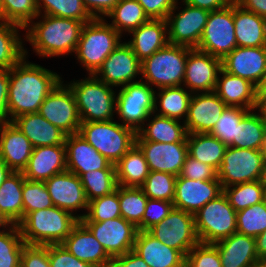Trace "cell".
I'll return each mask as SVG.
<instances>
[{
  "label": "cell",
  "mask_w": 266,
  "mask_h": 267,
  "mask_svg": "<svg viewBox=\"0 0 266 267\" xmlns=\"http://www.w3.org/2000/svg\"><path fill=\"white\" fill-rule=\"evenodd\" d=\"M25 56L9 70L8 114L16 117L39 111L40 105L61 77L50 70L25 61Z\"/></svg>",
  "instance_id": "cell-1"
},
{
  "label": "cell",
  "mask_w": 266,
  "mask_h": 267,
  "mask_svg": "<svg viewBox=\"0 0 266 267\" xmlns=\"http://www.w3.org/2000/svg\"><path fill=\"white\" fill-rule=\"evenodd\" d=\"M41 17L42 21L26 27L29 30L25 38L35 52L44 57L75 53L84 23L50 15Z\"/></svg>",
  "instance_id": "cell-2"
},
{
  "label": "cell",
  "mask_w": 266,
  "mask_h": 267,
  "mask_svg": "<svg viewBox=\"0 0 266 267\" xmlns=\"http://www.w3.org/2000/svg\"><path fill=\"white\" fill-rule=\"evenodd\" d=\"M78 216L53 206L28 213L18 224L29 245L61 244L79 222Z\"/></svg>",
  "instance_id": "cell-3"
},
{
  "label": "cell",
  "mask_w": 266,
  "mask_h": 267,
  "mask_svg": "<svg viewBox=\"0 0 266 267\" xmlns=\"http://www.w3.org/2000/svg\"><path fill=\"white\" fill-rule=\"evenodd\" d=\"M78 133L115 165L136 144L137 136L134 129L113 120L81 122Z\"/></svg>",
  "instance_id": "cell-4"
},
{
  "label": "cell",
  "mask_w": 266,
  "mask_h": 267,
  "mask_svg": "<svg viewBox=\"0 0 266 267\" xmlns=\"http://www.w3.org/2000/svg\"><path fill=\"white\" fill-rule=\"evenodd\" d=\"M74 95L81 122H105L113 120L116 96L111 86L94 75L68 85Z\"/></svg>",
  "instance_id": "cell-5"
},
{
  "label": "cell",
  "mask_w": 266,
  "mask_h": 267,
  "mask_svg": "<svg viewBox=\"0 0 266 267\" xmlns=\"http://www.w3.org/2000/svg\"><path fill=\"white\" fill-rule=\"evenodd\" d=\"M193 48L167 43L141 62V74L150 86L167 88L184 82L188 53Z\"/></svg>",
  "instance_id": "cell-6"
},
{
  "label": "cell",
  "mask_w": 266,
  "mask_h": 267,
  "mask_svg": "<svg viewBox=\"0 0 266 267\" xmlns=\"http://www.w3.org/2000/svg\"><path fill=\"white\" fill-rule=\"evenodd\" d=\"M104 18L92 19L82 27L75 53L89 75H94L103 61L120 44L121 35Z\"/></svg>",
  "instance_id": "cell-7"
},
{
  "label": "cell",
  "mask_w": 266,
  "mask_h": 267,
  "mask_svg": "<svg viewBox=\"0 0 266 267\" xmlns=\"http://www.w3.org/2000/svg\"><path fill=\"white\" fill-rule=\"evenodd\" d=\"M236 217L224 193L209 201L194 215L200 243L213 244L236 233Z\"/></svg>",
  "instance_id": "cell-8"
},
{
  "label": "cell",
  "mask_w": 266,
  "mask_h": 267,
  "mask_svg": "<svg viewBox=\"0 0 266 267\" xmlns=\"http://www.w3.org/2000/svg\"><path fill=\"white\" fill-rule=\"evenodd\" d=\"M148 83L136 80L120 88L116 97V112L124 126L136 132L144 127V121L158 110L156 92ZM142 123V124H141Z\"/></svg>",
  "instance_id": "cell-9"
},
{
  "label": "cell",
  "mask_w": 266,
  "mask_h": 267,
  "mask_svg": "<svg viewBox=\"0 0 266 267\" xmlns=\"http://www.w3.org/2000/svg\"><path fill=\"white\" fill-rule=\"evenodd\" d=\"M236 47L233 1L224 8L209 12L196 49L222 60Z\"/></svg>",
  "instance_id": "cell-10"
},
{
  "label": "cell",
  "mask_w": 266,
  "mask_h": 267,
  "mask_svg": "<svg viewBox=\"0 0 266 267\" xmlns=\"http://www.w3.org/2000/svg\"><path fill=\"white\" fill-rule=\"evenodd\" d=\"M263 157L260 150L227 146L220 168L217 171L222 188L261 180Z\"/></svg>",
  "instance_id": "cell-11"
},
{
  "label": "cell",
  "mask_w": 266,
  "mask_h": 267,
  "mask_svg": "<svg viewBox=\"0 0 266 267\" xmlns=\"http://www.w3.org/2000/svg\"><path fill=\"white\" fill-rule=\"evenodd\" d=\"M148 232L168 247L179 250L185 257L200 243L194 215L173 208L167 217L151 227Z\"/></svg>",
  "instance_id": "cell-12"
},
{
  "label": "cell",
  "mask_w": 266,
  "mask_h": 267,
  "mask_svg": "<svg viewBox=\"0 0 266 267\" xmlns=\"http://www.w3.org/2000/svg\"><path fill=\"white\" fill-rule=\"evenodd\" d=\"M38 113L66 135L76 134L81 126L74 95L69 86L60 81L44 99Z\"/></svg>",
  "instance_id": "cell-13"
},
{
  "label": "cell",
  "mask_w": 266,
  "mask_h": 267,
  "mask_svg": "<svg viewBox=\"0 0 266 267\" xmlns=\"http://www.w3.org/2000/svg\"><path fill=\"white\" fill-rule=\"evenodd\" d=\"M81 222L92 232L111 258L134 249L138 228L123 217L102 222Z\"/></svg>",
  "instance_id": "cell-14"
},
{
  "label": "cell",
  "mask_w": 266,
  "mask_h": 267,
  "mask_svg": "<svg viewBox=\"0 0 266 267\" xmlns=\"http://www.w3.org/2000/svg\"><path fill=\"white\" fill-rule=\"evenodd\" d=\"M175 3L167 16L168 43L197 48L209 17V11L185 4V8L176 16Z\"/></svg>",
  "instance_id": "cell-15"
},
{
  "label": "cell",
  "mask_w": 266,
  "mask_h": 267,
  "mask_svg": "<svg viewBox=\"0 0 266 267\" xmlns=\"http://www.w3.org/2000/svg\"><path fill=\"white\" fill-rule=\"evenodd\" d=\"M139 74H141V61L131 46L124 42L109 54L94 76L109 86L123 87L136 82L133 79Z\"/></svg>",
  "instance_id": "cell-16"
},
{
  "label": "cell",
  "mask_w": 266,
  "mask_h": 267,
  "mask_svg": "<svg viewBox=\"0 0 266 267\" xmlns=\"http://www.w3.org/2000/svg\"><path fill=\"white\" fill-rule=\"evenodd\" d=\"M223 193L219 180H192L180 175L176 178L174 208L195 215L209 201Z\"/></svg>",
  "instance_id": "cell-17"
},
{
  "label": "cell",
  "mask_w": 266,
  "mask_h": 267,
  "mask_svg": "<svg viewBox=\"0 0 266 267\" xmlns=\"http://www.w3.org/2000/svg\"><path fill=\"white\" fill-rule=\"evenodd\" d=\"M222 60L193 48L187 56L183 85L194 91L213 92Z\"/></svg>",
  "instance_id": "cell-18"
},
{
  "label": "cell",
  "mask_w": 266,
  "mask_h": 267,
  "mask_svg": "<svg viewBox=\"0 0 266 267\" xmlns=\"http://www.w3.org/2000/svg\"><path fill=\"white\" fill-rule=\"evenodd\" d=\"M228 106L213 92L191 96L184 124L188 134L211 133L216 122Z\"/></svg>",
  "instance_id": "cell-19"
},
{
  "label": "cell",
  "mask_w": 266,
  "mask_h": 267,
  "mask_svg": "<svg viewBox=\"0 0 266 267\" xmlns=\"http://www.w3.org/2000/svg\"><path fill=\"white\" fill-rule=\"evenodd\" d=\"M136 145L143 152L150 171L180 175L188 155L187 143L136 141Z\"/></svg>",
  "instance_id": "cell-20"
},
{
  "label": "cell",
  "mask_w": 266,
  "mask_h": 267,
  "mask_svg": "<svg viewBox=\"0 0 266 267\" xmlns=\"http://www.w3.org/2000/svg\"><path fill=\"white\" fill-rule=\"evenodd\" d=\"M67 170L79 177L96 170H116L103 155L94 149L79 133L65 139Z\"/></svg>",
  "instance_id": "cell-21"
},
{
  "label": "cell",
  "mask_w": 266,
  "mask_h": 267,
  "mask_svg": "<svg viewBox=\"0 0 266 267\" xmlns=\"http://www.w3.org/2000/svg\"><path fill=\"white\" fill-rule=\"evenodd\" d=\"M222 69L247 79L257 87L266 69V46H237L222 59Z\"/></svg>",
  "instance_id": "cell-22"
},
{
  "label": "cell",
  "mask_w": 266,
  "mask_h": 267,
  "mask_svg": "<svg viewBox=\"0 0 266 267\" xmlns=\"http://www.w3.org/2000/svg\"><path fill=\"white\" fill-rule=\"evenodd\" d=\"M54 206L72 214L73 210L88 209V200L80 177L68 170L53 175L45 182Z\"/></svg>",
  "instance_id": "cell-23"
},
{
  "label": "cell",
  "mask_w": 266,
  "mask_h": 267,
  "mask_svg": "<svg viewBox=\"0 0 266 267\" xmlns=\"http://www.w3.org/2000/svg\"><path fill=\"white\" fill-rule=\"evenodd\" d=\"M67 170L65 145L40 146L33 148L26 168L25 179L45 182L53 175Z\"/></svg>",
  "instance_id": "cell-24"
},
{
  "label": "cell",
  "mask_w": 266,
  "mask_h": 267,
  "mask_svg": "<svg viewBox=\"0 0 266 267\" xmlns=\"http://www.w3.org/2000/svg\"><path fill=\"white\" fill-rule=\"evenodd\" d=\"M33 151L29 139L9 121L0 123V158L14 172H23Z\"/></svg>",
  "instance_id": "cell-25"
},
{
  "label": "cell",
  "mask_w": 266,
  "mask_h": 267,
  "mask_svg": "<svg viewBox=\"0 0 266 267\" xmlns=\"http://www.w3.org/2000/svg\"><path fill=\"white\" fill-rule=\"evenodd\" d=\"M61 244L77 259L93 267H108L112 259L81 221L73 227L71 233Z\"/></svg>",
  "instance_id": "cell-26"
},
{
  "label": "cell",
  "mask_w": 266,
  "mask_h": 267,
  "mask_svg": "<svg viewBox=\"0 0 266 267\" xmlns=\"http://www.w3.org/2000/svg\"><path fill=\"white\" fill-rule=\"evenodd\" d=\"M133 251L150 267H185L186 257L148 231H138Z\"/></svg>",
  "instance_id": "cell-27"
},
{
  "label": "cell",
  "mask_w": 266,
  "mask_h": 267,
  "mask_svg": "<svg viewBox=\"0 0 266 267\" xmlns=\"http://www.w3.org/2000/svg\"><path fill=\"white\" fill-rule=\"evenodd\" d=\"M12 122L29 139L33 148L65 145L67 135L38 112L21 115Z\"/></svg>",
  "instance_id": "cell-28"
},
{
  "label": "cell",
  "mask_w": 266,
  "mask_h": 267,
  "mask_svg": "<svg viewBox=\"0 0 266 267\" xmlns=\"http://www.w3.org/2000/svg\"><path fill=\"white\" fill-rule=\"evenodd\" d=\"M220 254L222 267H251L258 259L255 238L233 233L213 243Z\"/></svg>",
  "instance_id": "cell-29"
},
{
  "label": "cell",
  "mask_w": 266,
  "mask_h": 267,
  "mask_svg": "<svg viewBox=\"0 0 266 267\" xmlns=\"http://www.w3.org/2000/svg\"><path fill=\"white\" fill-rule=\"evenodd\" d=\"M214 92L231 107H242L252 110L255 105L256 86L247 79L227 73L223 69L219 72Z\"/></svg>",
  "instance_id": "cell-30"
},
{
  "label": "cell",
  "mask_w": 266,
  "mask_h": 267,
  "mask_svg": "<svg viewBox=\"0 0 266 267\" xmlns=\"http://www.w3.org/2000/svg\"><path fill=\"white\" fill-rule=\"evenodd\" d=\"M166 20H149L132 30L133 38L128 44L142 62L168 43Z\"/></svg>",
  "instance_id": "cell-31"
},
{
  "label": "cell",
  "mask_w": 266,
  "mask_h": 267,
  "mask_svg": "<svg viewBox=\"0 0 266 267\" xmlns=\"http://www.w3.org/2000/svg\"><path fill=\"white\" fill-rule=\"evenodd\" d=\"M234 26L237 46H266V19L243 9L234 1Z\"/></svg>",
  "instance_id": "cell-32"
},
{
  "label": "cell",
  "mask_w": 266,
  "mask_h": 267,
  "mask_svg": "<svg viewBox=\"0 0 266 267\" xmlns=\"http://www.w3.org/2000/svg\"><path fill=\"white\" fill-rule=\"evenodd\" d=\"M179 120L155 115L148 127L137 131L136 141H152L159 143H187L185 124L181 126Z\"/></svg>",
  "instance_id": "cell-33"
},
{
  "label": "cell",
  "mask_w": 266,
  "mask_h": 267,
  "mask_svg": "<svg viewBox=\"0 0 266 267\" xmlns=\"http://www.w3.org/2000/svg\"><path fill=\"white\" fill-rule=\"evenodd\" d=\"M188 155L216 171L221 166L227 145L210 133L187 135Z\"/></svg>",
  "instance_id": "cell-34"
},
{
  "label": "cell",
  "mask_w": 266,
  "mask_h": 267,
  "mask_svg": "<svg viewBox=\"0 0 266 267\" xmlns=\"http://www.w3.org/2000/svg\"><path fill=\"white\" fill-rule=\"evenodd\" d=\"M22 172L12 171L0 187V213L12 224L23 220V192L25 181Z\"/></svg>",
  "instance_id": "cell-35"
},
{
  "label": "cell",
  "mask_w": 266,
  "mask_h": 267,
  "mask_svg": "<svg viewBox=\"0 0 266 267\" xmlns=\"http://www.w3.org/2000/svg\"><path fill=\"white\" fill-rule=\"evenodd\" d=\"M115 166L119 186L141 187L150 172L145 156L136 144Z\"/></svg>",
  "instance_id": "cell-36"
},
{
  "label": "cell",
  "mask_w": 266,
  "mask_h": 267,
  "mask_svg": "<svg viewBox=\"0 0 266 267\" xmlns=\"http://www.w3.org/2000/svg\"><path fill=\"white\" fill-rule=\"evenodd\" d=\"M265 137L266 122L250 110L236 126L234 140L229 146L260 150Z\"/></svg>",
  "instance_id": "cell-37"
},
{
  "label": "cell",
  "mask_w": 266,
  "mask_h": 267,
  "mask_svg": "<svg viewBox=\"0 0 266 267\" xmlns=\"http://www.w3.org/2000/svg\"><path fill=\"white\" fill-rule=\"evenodd\" d=\"M2 21V22H1ZM0 21V70H10L24 56L25 49L18 35L17 28L24 29L19 25Z\"/></svg>",
  "instance_id": "cell-38"
},
{
  "label": "cell",
  "mask_w": 266,
  "mask_h": 267,
  "mask_svg": "<svg viewBox=\"0 0 266 267\" xmlns=\"http://www.w3.org/2000/svg\"><path fill=\"white\" fill-rule=\"evenodd\" d=\"M107 16L113 18L110 25L121 36L123 30L130 33L150 20L137 0H119Z\"/></svg>",
  "instance_id": "cell-39"
},
{
  "label": "cell",
  "mask_w": 266,
  "mask_h": 267,
  "mask_svg": "<svg viewBox=\"0 0 266 267\" xmlns=\"http://www.w3.org/2000/svg\"><path fill=\"white\" fill-rule=\"evenodd\" d=\"M223 193L236 212L266 200V187L261 180L225 187Z\"/></svg>",
  "instance_id": "cell-40"
},
{
  "label": "cell",
  "mask_w": 266,
  "mask_h": 267,
  "mask_svg": "<svg viewBox=\"0 0 266 267\" xmlns=\"http://www.w3.org/2000/svg\"><path fill=\"white\" fill-rule=\"evenodd\" d=\"M118 198L121 217L139 228L148 200L142 188L118 185Z\"/></svg>",
  "instance_id": "cell-41"
},
{
  "label": "cell",
  "mask_w": 266,
  "mask_h": 267,
  "mask_svg": "<svg viewBox=\"0 0 266 267\" xmlns=\"http://www.w3.org/2000/svg\"><path fill=\"white\" fill-rule=\"evenodd\" d=\"M157 94L160 104V113L158 115L168 118L180 120L185 116V120L188 115L189 102L191 94L181 86L167 87L159 89Z\"/></svg>",
  "instance_id": "cell-42"
},
{
  "label": "cell",
  "mask_w": 266,
  "mask_h": 267,
  "mask_svg": "<svg viewBox=\"0 0 266 267\" xmlns=\"http://www.w3.org/2000/svg\"><path fill=\"white\" fill-rule=\"evenodd\" d=\"M41 8L44 9V15L79 20L84 24L93 19L82 0H37L38 17Z\"/></svg>",
  "instance_id": "cell-43"
},
{
  "label": "cell",
  "mask_w": 266,
  "mask_h": 267,
  "mask_svg": "<svg viewBox=\"0 0 266 267\" xmlns=\"http://www.w3.org/2000/svg\"><path fill=\"white\" fill-rule=\"evenodd\" d=\"M88 202L109 195L118 186L116 170H96L80 176Z\"/></svg>",
  "instance_id": "cell-44"
},
{
  "label": "cell",
  "mask_w": 266,
  "mask_h": 267,
  "mask_svg": "<svg viewBox=\"0 0 266 267\" xmlns=\"http://www.w3.org/2000/svg\"><path fill=\"white\" fill-rule=\"evenodd\" d=\"M19 226L0 231V267H16L21 262L24 245Z\"/></svg>",
  "instance_id": "cell-45"
},
{
  "label": "cell",
  "mask_w": 266,
  "mask_h": 267,
  "mask_svg": "<svg viewBox=\"0 0 266 267\" xmlns=\"http://www.w3.org/2000/svg\"><path fill=\"white\" fill-rule=\"evenodd\" d=\"M38 15L37 0H1V19L24 30Z\"/></svg>",
  "instance_id": "cell-46"
},
{
  "label": "cell",
  "mask_w": 266,
  "mask_h": 267,
  "mask_svg": "<svg viewBox=\"0 0 266 267\" xmlns=\"http://www.w3.org/2000/svg\"><path fill=\"white\" fill-rule=\"evenodd\" d=\"M176 178L169 173L150 171L141 188L149 199L173 202Z\"/></svg>",
  "instance_id": "cell-47"
},
{
  "label": "cell",
  "mask_w": 266,
  "mask_h": 267,
  "mask_svg": "<svg viewBox=\"0 0 266 267\" xmlns=\"http://www.w3.org/2000/svg\"><path fill=\"white\" fill-rule=\"evenodd\" d=\"M237 233L257 237L266 230V200L237 212Z\"/></svg>",
  "instance_id": "cell-48"
},
{
  "label": "cell",
  "mask_w": 266,
  "mask_h": 267,
  "mask_svg": "<svg viewBox=\"0 0 266 267\" xmlns=\"http://www.w3.org/2000/svg\"><path fill=\"white\" fill-rule=\"evenodd\" d=\"M87 210V214L78 215L80 221L102 222L121 217L118 186L113 193L89 201Z\"/></svg>",
  "instance_id": "cell-49"
},
{
  "label": "cell",
  "mask_w": 266,
  "mask_h": 267,
  "mask_svg": "<svg viewBox=\"0 0 266 267\" xmlns=\"http://www.w3.org/2000/svg\"><path fill=\"white\" fill-rule=\"evenodd\" d=\"M23 218L30 212L54 206L44 182L26 179L22 187Z\"/></svg>",
  "instance_id": "cell-50"
},
{
  "label": "cell",
  "mask_w": 266,
  "mask_h": 267,
  "mask_svg": "<svg viewBox=\"0 0 266 267\" xmlns=\"http://www.w3.org/2000/svg\"><path fill=\"white\" fill-rule=\"evenodd\" d=\"M249 111L242 107L228 106L223 111L210 134L229 146L234 140L236 126Z\"/></svg>",
  "instance_id": "cell-51"
},
{
  "label": "cell",
  "mask_w": 266,
  "mask_h": 267,
  "mask_svg": "<svg viewBox=\"0 0 266 267\" xmlns=\"http://www.w3.org/2000/svg\"><path fill=\"white\" fill-rule=\"evenodd\" d=\"M185 267H222L220 254L213 244L199 243L186 255Z\"/></svg>",
  "instance_id": "cell-52"
},
{
  "label": "cell",
  "mask_w": 266,
  "mask_h": 267,
  "mask_svg": "<svg viewBox=\"0 0 266 267\" xmlns=\"http://www.w3.org/2000/svg\"><path fill=\"white\" fill-rule=\"evenodd\" d=\"M173 208V202L148 198L142 217V225L138 228V231H148L167 217Z\"/></svg>",
  "instance_id": "cell-53"
},
{
  "label": "cell",
  "mask_w": 266,
  "mask_h": 267,
  "mask_svg": "<svg viewBox=\"0 0 266 267\" xmlns=\"http://www.w3.org/2000/svg\"><path fill=\"white\" fill-rule=\"evenodd\" d=\"M181 177H186L192 180H219L217 178V171L189 155L186 156L181 173Z\"/></svg>",
  "instance_id": "cell-54"
},
{
  "label": "cell",
  "mask_w": 266,
  "mask_h": 267,
  "mask_svg": "<svg viewBox=\"0 0 266 267\" xmlns=\"http://www.w3.org/2000/svg\"><path fill=\"white\" fill-rule=\"evenodd\" d=\"M48 257L51 267H93L77 259L62 244L48 245Z\"/></svg>",
  "instance_id": "cell-55"
},
{
  "label": "cell",
  "mask_w": 266,
  "mask_h": 267,
  "mask_svg": "<svg viewBox=\"0 0 266 267\" xmlns=\"http://www.w3.org/2000/svg\"><path fill=\"white\" fill-rule=\"evenodd\" d=\"M21 262L25 267H51L48 257V245L25 244Z\"/></svg>",
  "instance_id": "cell-56"
},
{
  "label": "cell",
  "mask_w": 266,
  "mask_h": 267,
  "mask_svg": "<svg viewBox=\"0 0 266 267\" xmlns=\"http://www.w3.org/2000/svg\"><path fill=\"white\" fill-rule=\"evenodd\" d=\"M151 20H166L177 0H137Z\"/></svg>",
  "instance_id": "cell-57"
},
{
  "label": "cell",
  "mask_w": 266,
  "mask_h": 267,
  "mask_svg": "<svg viewBox=\"0 0 266 267\" xmlns=\"http://www.w3.org/2000/svg\"><path fill=\"white\" fill-rule=\"evenodd\" d=\"M86 10L93 19L103 18L100 15L107 16L119 2V0H82Z\"/></svg>",
  "instance_id": "cell-58"
},
{
  "label": "cell",
  "mask_w": 266,
  "mask_h": 267,
  "mask_svg": "<svg viewBox=\"0 0 266 267\" xmlns=\"http://www.w3.org/2000/svg\"><path fill=\"white\" fill-rule=\"evenodd\" d=\"M8 86L9 70H0V123L10 121L8 114Z\"/></svg>",
  "instance_id": "cell-59"
},
{
  "label": "cell",
  "mask_w": 266,
  "mask_h": 267,
  "mask_svg": "<svg viewBox=\"0 0 266 267\" xmlns=\"http://www.w3.org/2000/svg\"><path fill=\"white\" fill-rule=\"evenodd\" d=\"M108 267H150L133 250L124 255L113 257Z\"/></svg>",
  "instance_id": "cell-60"
},
{
  "label": "cell",
  "mask_w": 266,
  "mask_h": 267,
  "mask_svg": "<svg viewBox=\"0 0 266 267\" xmlns=\"http://www.w3.org/2000/svg\"><path fill=\"white\" fill-rule=\"evenodd\" d=\"M183 2L184 4L212 12L228 6L233 0H183Z\"/></svg>",
  "instance_id": "cell-61"
},
{
  "label": "cell",
  "mask_w": 266,
  "mask_h": 267,
  "mask_svg": "<svg viewBox=\"0 0 266 267\" xmlns=\"http://www.w3.org/2000/svg\"><path fill=\"white\" fill-rule=\"evenodd\" d=\"M243 9L266 19V0H236Z\"/></svg>",
  "instance_id": "cell-62"
},
{
  "label": "cell",
  "mask_w": 266,
  "mask_h": 267,
  "mask_svg": "<svg viewBox=\"0 0 266 267\" xmlns=\"http://www.w3.org/2000/svg\"><path fill=\"white\" fill-rule=\"evenodd\" d=\"M259 109L257 113L266 122V88H256L255 105L253 110Z\"/></svg>",
  "instance_id": "cell-63"
},
{
  "label": "cell",
  "mask_w": 266,
  "mask_h": 267,
  "mask_svg": "<svg viewBox=\"0 0 266 267\" xmlns=\"http://www.w3.org/2000/svg\"><path fill=\"white\" fill-rule=\"evenodd\" d=\"M258 258H266V230L255 237Z\"/></svg>",
  "instance_id": "cell-64"
},
{
  "label": "cell",
  "mask_w": 266,
  "mask_h": 267,
  "mask_svg": "<svg viewBox=\"0 0 266 267\" xmlns=\"http://www.w3.org/2000/svg\"><path fill=\"white\" fill-rule=\"evenodd\" d=\"M11 172L12 170L0 158V187Z\"/></svg>",
  "instance_id": "cell-65"
},
{
  "label": "cell",
  "mask_w": 266,
  "mask_h": 267,
  "mask_svg": "<svg viewBox=\"0 0 266 267\" xmlns=\"http://www.w3.org/2000/svg\"><path fill=\"white\" fill-rule=\"evenodd\" d=\"M251 267H266V258H258Z\"/></svg>",
  "instance_id": "cell-66"
},
{
  "label": "cell",
  "mask_w": 266,
  "mask_h": 267,
  "mask_svg": "<svg viewBox=\"0 0 266 267\" xmlns=\"http://www.w3.org/2000/svg\"><path fill=\"white\" fill-rule=\"evenodd\" d=\"M8 225H13V224L2 213H0V226L6 228V226L8 227Z\"/></svg>",
  "instance_id": "cell-67"
},
{
  "label": "cell",
  "mask_w": 266,
  "mask_h": 267,
  "mask_svg": "<svg viewBox=\"0 0 266 267\" xmlns=\"http://www.w3.org/2000/svg\"><path fill=\"white\" fill-rule=\"evenodd\" d=\"M260 151H261V154H262V157H263V161H264V163H266V137H265V140H264V142H263V144L261 146Z\"/></svg>",
  "instance_id": "cell-68"
},
{
  "label": "cell",
  "mask_w": 266,
  "mask_h": 267,
  "mask_svg": "<svg viewBox=\"0 0 266 267\" xmlns=\"http://www.w3.org/2000/svg\"><path fill=\"white\" fill-rule=\"evenodd\" d=\"M256 88H266V69L264 71V74H263L261 81L259 82V84Z\"/></svg>",
  "instance_id": "cell-69"
},
{
  "label": "cell",
  "mask_w": 266,
  "mask_h": 267,
  "mask_svg": "<svg viewBox=\"0 0 266 267\" xmlns=\"http://www.w3.org/2000/svg\"><path fill=\"white\" fill-rule=\"evenodd\" d=\"M261 182L266 187V163H264V165H263Z\"/></svg>",
  "instance_id": "cell-70"
},
{
  "label": "cell",
  "mask_w": 266,
  "mask_h": 267,
  "mask_svg": "<svg viewBox=\"0 0 266 267\" xmlns=\"http://www.w3.org/2000/svg\"><path fill=\"white\" fill-rule=\"evenodd\" d=\"M16 267H25V265L22 262H20Z\"/></svg>",
  "instance_id": "cell-71"
},
{
  "label": "cell",
  "mask_w": 266,
  "mask_h": 267,
  "mask_svg": "<svg viewBox=\"0 0 266 267\" xmlns=\"http://www.w3.org/2000/svg\"><path fill=\"white\" fill-rule=\"evenodd\" d=\"M0 20H1V0H0Z\"/></svg>",
  "instance_id": "cell-72"
}]
</instances>
